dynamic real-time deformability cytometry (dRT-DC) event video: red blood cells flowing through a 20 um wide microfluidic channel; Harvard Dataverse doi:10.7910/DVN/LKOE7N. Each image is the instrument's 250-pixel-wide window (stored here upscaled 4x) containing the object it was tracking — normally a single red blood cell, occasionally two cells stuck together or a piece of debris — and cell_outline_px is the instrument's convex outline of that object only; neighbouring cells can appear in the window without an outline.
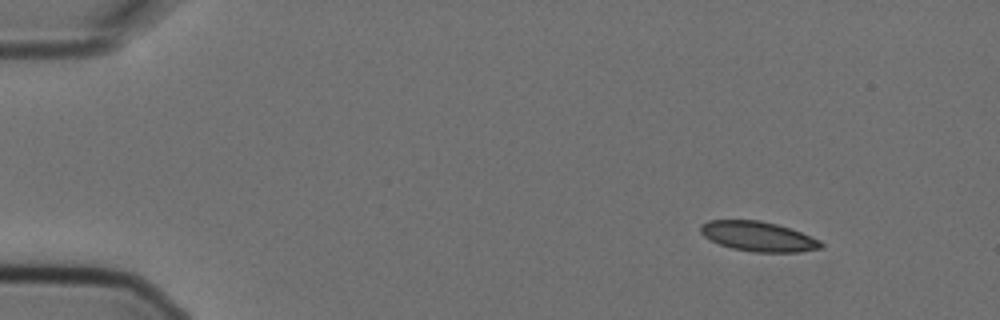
{"species": "Egyptian fruit bat (a non-hibernating species)", "species_latin": "Rousettus aegyptiacus", "temperature_condition": "cold", "stored_images_in_passage": 4, "camera_frame_rate_fps": 3000, "um_per_image_px": 0.085, "animal": {"sex": "female"}, "frame": {"image": 1, "passage_image": 1, "time_ms": 0.0, "image_size_px": [1000, 320], "cell_outline_px": [[824, 244], [820, 248], [796, 252], [756, 252], [732, 248], [720, 244], [704, 236], [700, 232], [700, 224], [708, 220], [760, 220], [776, 224], [800, 232], [820, 240]], "centroid_in_image_um": [64.42, 20.09], "position_along_channel_um": 20.6, "area_um2": 20.69}}
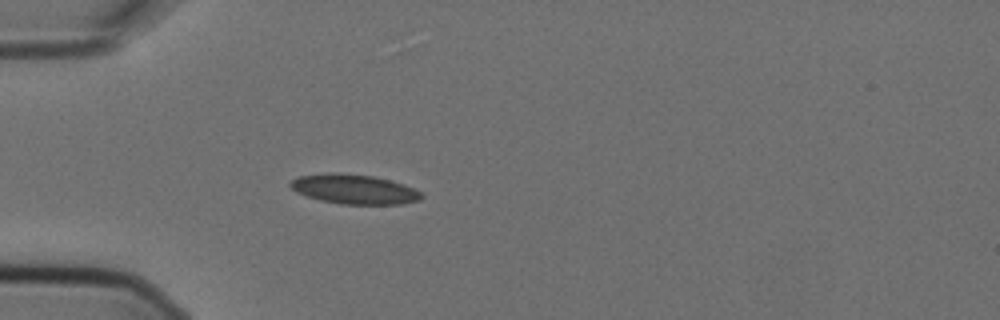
{"frame": {"image": 2, "passage_image": 4, "time_ms": 1.0, "image_size_px": [1000, 320], "cell_outline_px": [[424, 196], [420, 200], [400, 204], [340, 204], [320, 200], [296, 192], [288, 184], [292, 180], [300, 176], [328, 172], [336, 172], [372, 176], [404, 184], [420, 192]], "centroid_in_image_um": [30.09, 16.08], "position_along_channel_um": 54.9, "area_um2": 22.48}}